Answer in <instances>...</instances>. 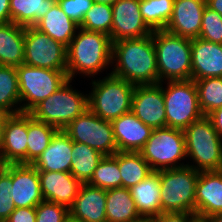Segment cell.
<instances>
[{"mask_svg": "<svg viewBox=\"0 0 222 222\" xmlns=\"http://www.w3.org/2000/svg\"><path fill=\"white\" fill-rule=\"evenodd\" d=\"M198 216L188 212H163L154 218V222H195Z\"/></svg>", "mask_w": 222, "mask_h": 222, "instance_id": "60d3db41", "label": "cell"}, {"mask_svg": "<svg viewBox=\"0 0 222 222\" xmlns=\"http://www.w3.org/2000/svg\"><path fill=\"white\" fill-rule=\"evenodd\" d=\"M111 74L134 86L158 84V69L153 35L122 39L112 43Z\"/></svg>", "mask_w": 222, "mask_h": 222, "instance_id": "6da1fadb", "label": "cell"}, {"mask_svg": "<svg viewBox=\"0 0 222 222\" xmlns=\"http://www.w3.org/2000/svg\"><path fill=\"white\" fill-rule=\"evenodd\" d=\"M205 7L206 0H174L172 15L165 30L191 40L198 38Z\"/></svg>", "mask_w": 222, "mask_h": 222, "instance_id": "9a60e30c", "label": "cell"}, {"mask_svg": "<svg viewBox=\"0 0 222 222\" xmlns=\"http://www.w3.org/2000/svg\"><path fill=\"white\" fill-rule=\"evenodd\" d=\"M129 189L141 218L154 219L163 213L160 203V170L153 171Z\"/></svg>", "mask_w": 222, "mask_h": 222, "instance_id": "cb8c5ba5", "label": "cell"}, {"mask_svg": "<svg viewBox=\"0 0 222 222\" xmlns=\"http://www.w3.org/2000/svg\"><path fill=\"white\" fill-rule=\"evenodd\" d=\"M206 5L222 16V0H206Z\"/></svg>", "mask_w": 222, "mask_h": 222, "instance_id": "bcb514c9", "label": "cell"}, {"mask_svg": "<svg viewBox=\"0 0 222 222\" xmlns=\"http://www.w3.org/2000/svg\"><path fill=\"white\" fill-rule=\"evenodd\" d=\"M106 189L82 183L69 208V217L80 222H107Z\"/></svg>", "mask_w": 222, "mask_h": 222, "instance_id": "44dd1931", "label": "cell"}, {"mask_svg": "<svg viewBox=\"0 0 222 222\" xmlns=\"http://www.w3.org/2000/svg\"><path fill=\"white\" fill-rule=\"evenodd\" d=\"M57 0H10L11 22L33 26L54 6Z\"/></svg>", "mask_w": 222, "mask_h": 222, "instance_id": "f546056e", "label": "cell"}, {"mask_svg": "<svg viewBox=\"0 0 222 222\" xmlns=\"http://www.w3.org/2000/svg\"><path fill=\"white\" fill-rule=\"evenodd\" d=\"M4 165L5 164L3 163L2 158L0 157V171L3 169Z\"/></svg>", "mask_w": 222, "mask_h": 222, "instance_id": "f907efd6", "label": "cell"}, {"mask_svg": "<svg viewBox=\"0 0 222 222\" xmlns=\"http://www.w3.org/2000/svg\"><path fill=\"white\" fill-rule=\"evenodd\" d=\"M11 114L0 110V151H1V146H2V141H3V134H4V127L6 124V120Z\"/></svg>", "mask_w": 222, "mask_h": 222, "instance_id": "f6af8a7d", "label": "cell"}, {"mask_svg": "<svg viewBox=\"0 0 222 222\" xmlns=\"http://www.w3.org/2000/svg\"><path fill=\"white\" fill-rule=\"evenodd\" d=\"M140 12V0H118L112 5L111 42L152 34Z\"/></svg>", "mask_w": 222, "mask_h": 222, "instance_id": "4fadbf2b", "label": "cell"}, {"mask_svg": "<svg viewBox=\"0 0 222 222\" xmlns=\"http://www.w3.org/2000/svg\"><path fill=\"white\" fill-rule=\"evenodd\" d=\"M133 222H154V219L152 218H140L136 221H133Z\"/></svg>", "mask_w": 222, "mask_h": 222, "instance_id": "681fc988", "label": "cell"}, {"mask_svg": "<svg viewBox=\"0 0 222 222\" xmlns=\"http://www.w3.org/2000/svg\"><path fill=\"white\" fill-rule=\"evenodd\" d=\"M131 112L152 129L166 127L163 83L135 86Z\"/></svg>", "mask_w": 222, "mask_h": 222, "instance_id": "5bb4252c", "label": "cell"}, {"mask_svg": "<svg viewBox=\"0 0 222 222\" xmlns=\"http://www.w3.org/2000/svg\"><path fill=\"white\" fill-rule=\"evenodd\" d=\"M69 209L58 203L42 201L36 206V222H65Z\"/></svg>", "mask_w": 222, "mask_h": 222, "instance_id": "f35d334b", "label": "cell"}, {"mask_svg": "<svg viewBox=\"0 0 222 222\" xmlns=\"http://www.w3.org/2000/svg\"><path fill=\"white\" fill-rule=\"evenodd\" d=\"M74 142L83 143L104 156L117 152L111 121L87 109L63 130Z\"/></svg>", "mask_w": 222, "mask_h": 222, "instance_id": "8fae6325", "label": "cell"}, {"mask_svg": "<svg viewBox=\"0 0 222 222\" xmlns=\"http://www.w3.org/2000/svg\"><path fill=\"white\" fill-rule=\"evenodd\" d=\"M208 116L210 117L215 130L222 137V107L215 109Z\"/></svg>", "mask_w": 222, "mask_h": 222, "instance_id": "7bdbcfd3", "label": "cell"}, {"mask_svg": "<svg viewBox=\"0 0 222 222\" xmlns=\"http://www.w3.org/2000/svg\"><path fill=\"white\" fill-rule=\"evenodd\" d=\"M186 155L193 160L186 164L198 171L222 170V137L209 116L203 115L185 130Z\"/></svg>", "mask_w": 222, "mask_h": 222, "instance_id": "277c9868", "label": "cell"}, {"mask_svg": "<svg viewBox=\"0 0 222 222\" xmlns=\"http://www.w3.org/2000/svg\"><path fill=\"white\" fill-rule=\"evenodd\" d=\"M117 162L124 188H131L153 172L139 152L117 151Z\"/></svg>", "mask_w": 222, "mask_h": 222, "instance_id": "f1b7e54d", "label": "cell"}, {"mask_svg": "<svg viewBox=\"0 0 222 222\" xmlns=\"http://www.w3.org/2000/svg\"><path fill=\"white\" fill-rule=\"evenodd\" d=\"M24 49L23 64L67 72V47L34 26L25 27Z\"/></svg>", "mask_w": 222, "mask_h": 222, "instance_id": "7c38bea8", "label": "cell"}, {"mask_svg": "<svg viewBox=\"0 0 222 222\" xmlns=\"http://www.w3.org/2000/svg\"><path fill=\"white\" fill-rule=\"evenodd\" d=\"M222 213V170L200 171L195 192L199 219Z\"/></svg>", "mask_w": 222, "mask_h": 222, "instance_id": "ac0fdd59", "label": "cell"}, {"mask_svg": "<svg viewBox=\"0 0 222 222\" xmlns=\"http://www.w3.org/2000/svg\"><path fill=\"white\" fill-rule=\"evenodd\" d=\"M158 84L166 81L191 80V39L163 30H153ZM165 80V82H164Z\"/></svg>", "mask_w": 222, "mask_h": 222, "instance_id": "3957f363", "label": "cell"}, {"mask_svg": "<svg viewBox=\"0 0 222 222\" xmlns=\"http://www.w3.org/2000/svg\"><path fill=\"white\" fill-rule=\"evenodd\" d=\"M70 173L81 183H88L94 170L103 158L100 152L90 146L72 141Z\"/></svg>", "mask_w": 222, "mask_h": 222, "instance_id": "83f0119b", "label": "cell"}, {"mask_svg": "<svg viewBox=\"0 0 222 222\" xmlns=\"http://www.w3.org/2000/svg\"><path fill=\"white\" fill-rule=\"evenodd\" d=\"M71 153V138L63 130H58L52 137L49 146L32 165L38 171L70 172Z\"/></svg>", "mask_w": 222, "mask_h": 222, "instance_id": "603a6c76", "label": "cell"}, {"mask_svg": "<svg viewBox=\"0 0 222 222\" xmlns=\"http://www.w3.org/2000/svg\"><path fill=\"white\" fill-rule=\"evenodd\" d=\"M163 87L166 127L185 130L203 116L194 80L167 81Z\"/></svg>", "mask_w": 222, "mask_h": 222, "instance_id": "9c48e42d", "label": "cell"}, {"mask_svg": "<svg viewBox=\"0 0 222 222\" xmlns=\"http://www.w3.org/2000/svg\"><path fill=\"white\" fill-rule=\"evenodd\" d=\"M12 189V164H5L0 171V220H6L15 210L9 193Z\"/></svg>", "mask_w": 222, "mask_h": 222, "instance_id": "74e56055", "label": "cell"}, {"mask_svg": "<svg viewBox=\"0 0 222 222\" xmlns=\"http://www.w3.org/2000/svg\"><path fill=\"white\" fill-rule=\"evenodd\" d=\"M112 27V5L93 3L87 11L79 28L100 32L110 36Z\"/></svg>", "mask_w": 222, "mask_h": 222, "instance_id": "d590c367", "label": "cell"}, {"mask_svg": "<svg viewBox=\"0 0 222 222\" xmlns=\"http://www.w3.org/2000/svg\"><path fill=\"white\" fill-rule=\"evenodd\" d=\"M88 94V109L100 118L112 121L131 111L133 84L111 73L103 79L92 80Z\"/></svg>", "mask_w": 222, "mask_h": 222, "instance_id": "8992f818", "label": "cell"}, {"mask_svg": "<svg viewBox=\"0 0 222 222\" xmlns=\"http://www.w3.org/2000/svg\"><path fill=\"white\" fill-rule=\"evenodd\" d=\"M16 70L19 81L20 113H29L68 80L67 72L27 64L19 65Z\"/></svg>", "mask_w": 222, "mask_h": 222, "instance_id": "ba28073f", "label": "cell"}, {"mask_svg": "<svg viewBox=\"0 0 222 222\" xmlns=\"http://www.w3.org/2000/svg\"><path fill=\"white\" fill-rule=\"evenodd\" d=\"M111 56L112 42L109 35L79 28L67 47L68 79L73 80L78 73L95 78L94 75L108 70L112 65Z\"/></svg>", "mask_w": 222, "mask_h": 222, "instance_id": "7a4b0ae2", "label": "cell"}, {"mask_svg": "<svg viewBox=\"0 0 222 222\" xmlns=\"http://www.w3.org/2000/svg\"><path fill=\"white\" fill-rule=\"evenodd\" d=\"M88 184L106 190L122 187L117 152L110 156H103Z\"/></svg>", "mask_w": 222, "mask_h": 222, "instance_id": "836d02e7", "label": "cell"}, {"mask_svg": "<svg viewBox=\"0 0 222 222\" xmlns=\"http://www.w3.org/2000/svg\"><path fill=\"white\" fill-rule=\"evenodd\" d=\"M174 0H140V12L152 30L166 28L172 15Z\"/></svg>", "mask_w": 222, "mask_h": 222, "instance_id": "d6a6232c", "label": "cell"}, {"mask_svg": "<svg viewBox=\"0 0 222 222\" xmlns=\"http://www.w3.org/2000/svg\"><path fill=\"white\" fill-rule=\"evenodd\" d=\"M195 222H208L206 219H197Z\"/></svg>", "mask_w": 222, "mask_h": 222, "instance_id": "f5cc1de1", "label": "cell"}, {"mask_svg": "<svg viewBox=\"0 0 222 222\" xmlns=\"http://www.w3.org/2000/svg\"><path fill=\"white\" fill-rule=\"evenodd\" d=\"M117 151L139 152L150 138L152 128L131 111L111 121Z\"/></svg>", "mask_w": 222, "mask_h": 222, "instance_id": "ffe728a7", "label": "cell"}, {"mask_svg": "<svg viewBox=\"0 0 222 222\" xmlns=\"http://www.w3.org/2000/svg\"><path fill=\"white\" fill-rule=\"evenodd\" d=\"M57 2L63 12L79 26L94 3L93 0H57Z\"/></svg>", "mask_w": 222, "mask_h": 222, "instance_id": "ab89813d", "label": "cell"}, {"mask_svg": "<svg viewBox=\"0 0 222 222\" xmlns=\"http://www.w3.org/2000/svg\"><path fill=\"white\" fill-rule=\"evenodd\" d=\"M208 222H222V213H217L206 218Z\"/></svg>", "mask_w": 222, "mask_h": 222, "instance_id": "7dc6e473", "label": "cell"}, {"mask_svg": "<svg viewBox=\"0 0 222 222\" xmlns=\"http://www.w3.org/2000/svg\"><path fill=\"white\" fill-rule=\"evenodd\" d=\"M27 113L10 115L4 127L0 157L4 164H27Z\"/></svg>", "mask_w": 222, "mask_h": 222, "instance_id": "e0dca14e", "label": "cell"}, {"mask_svg": "<svg viewBox=\"0 0 222 222\" xmlns=\"http://www.w3.org/2000/svg\"><path fill=\"white\" fill-rule=\"evenodd\" d=\"M105 209L107 222H133L141 218L128 188L106 190Z\"/></svg>", "mask_w": 222, "mask_h": 222, "instance_id": "4316f807", "label": "cell"}, {"mask_svg": "<svg viewBox=\"0 0 222 222\" xmlns=\"http://www.w3.org/2000/svg\"><path fill=\"white\" fill-rule=\"evenodd\" d=\"M117 1L118 0H93L94 3H97V4H107V5H113Z\"/></svg>", "mask_w": 222, "mask_h": 222, "instance_id": "c3c4849f", "label": "cell"}, {"mask_svg": "<svg viewBox=\"0 0 222 222\" xmlns=\"http://www.w3.org/2000/svg\"><path fill=\"white\" fill-rule=\"evenodd\" d=\"M200 39L222 44V16L207 5L202 15Z\"/></svg>", "mask_w": 222, "mask_h": 222, "instance_id": "8d00e7d4", "label": "cell"}, {"mask_svg": "<svg viewBox=\"0 0 222 222\" xmlns=\"http://www.w3.org/2000/svg\"><path fill=\"white\" fill-rule=\"evenodd\" d=\"M0 110L11 115L20 113L19 81L16 67L0 65Z\"/></svg>", "mask_w": 222, "mask_h": 222, "instance_id": "1f68e13d", "label": "cell"}, {"mask_svg": "<svg viewBox=\"0 0 222 222\" xmlns=\"http://www.w3.org/2000/svg\"><path fill=\"white\" fill-rule=\"evenodd\" d=\"M200 171L186 165L160 170L162 212L195 214V192Z\"/></svg>", "mask_w": 222, "mask_h": 222, "instance_id": "52a82bcc", "label": "cell"}, {"mask_svg": "<svg viewBox=\"0 0 222 222\" xmlns=\"http://www.w3.org/2000/svg\"><path fill=\"white\" fill-rule=\"evenodd\" d=\"M65 222H80V221L73 220L72 218L69 217Z\"/></svg>", "mask_w": 222, "mask_h": 222, "instance_id": "816d5d0a", "label": "cell"}, {"mask_svg": "<svg viewBox=\"0 0 222 222\" xmlns=\"http://www.w3.org/2000/svg\"><path fill=\"white\" fill-rule=\"evenodd\" d=\"M10 0H0V24L11 22Z\"/></svg>", "mask_w": 222, "mask_h": 222, "instance_id": "ee69618b", "label": "cell"}, {"mask_svg": "<svg viewBox=\"0 0 222 222\" xmlns=\"http://www.w3.org/2000/svg\"><path fill=\"white\" fill-rule=\"evenodd\" d=\"M191 80L222 77V44L199 37L191 40Z\"/></svg>", "mask_w": 222, "mask_h": 222, "instance_id": "7402d4cb", "label": "cell"}, {"mask_svg": "<svg viewBox=\"0 0 222 222\" xmlns=\"http://www.w3.org/2000/svg\"><path fill=\"white\" fill-rule=\"evenodd\" d=\"M25 26L0 24V65L18 67L24 62Z\"/></svg>", "mask_w": 222, "mask_h": 222, "instance_id": "484cf974", "label": "cell"}, {"mask_svg": "<svg viewBox=\"0 0 222 222\" xmlns=\"http://www.w3.org/2000/svg\"><path fill=\"white\" fill-rule=\"evenodd\" d=\"M139 153L153 171L185 166L178 163L187 158L184 131L170 127L153 129Z\"/></svg>", "mask_w": 222, "mask_h": 222, "instance_id": "30bf717a", "label": "cell"}, {"mask_svg": "<svg viewBox=\"0 0 222 222\" xmlns=\"http://www.w3.org/2000/svg\"><path fill=\"white\" fill-rule=\"evenodd\" d=\"M58 129L47 123L35 120L27 113V164H33L49 146Z\"/></svg>", "mask_w": 222, "mask_h": 222, "instance_id": "4dcf8cb0", "label": "cell"}, {"mask_svg": "<svg viewBox=\"0 0 222 222\" xmlns=\"http://www.w3.org/2000/svg\"><path fill=\"white\" fill-rule=\"evenodd\" d=\"M33 26L66 47L79 29V25L63 12L58 2Z\"/></svg>", "mask_w": 222, "mask_h": 222, "instance_id": "d4e9b609", "label": "cell"}, {"mask_svg": "<svg viewBox=\"0 0 222 222\" xmlns=\"http://www.w3.org/2000/svg\"><path fill=\"white\" fill-rule=\"evenodd\" d=\"M6 222H36V207L15 208Z\"/></svg>", "mask_w": 222, "mask_h": 222, "instance_id": "b9f144b4", "label": "cell"}, {"mask_svg": "<svg viewBox=\"0 0 222 222\" xmlns=\"http://www.w3.org/2000/svg\"><path fill=\"white\" fill-rule=\"evenodd\" d=\"M68 79L64 85L42 100L29 114L40 122L64 130L73 120L88 109V95L71 86Z\"/></svg>", "mask_w": 222, "mask_h": 222, "instance_id": "5b68a950", "label": "cell"}, {"mask_svg": "<svg viewBox=\"0 0 222 222\" xmlns=\"http://www.w3.org/2000/svg\"><path fill=\"white\" fill-rule=\"evenodd\" d=\"M38 175L44 200L61 204L69 209L82 183L70 172L38 171Z\"/></svg>", "mask_w": 222, "mask_h": 222, "instance_id": "d6986e66", "label": "cell"}, {"mask_svg": "<svg viewBox=\"0 0 222 222\" xmlns=\"http://www.w3.org/2000/svg\"><path fill=\"white\" fill-rule=\"evenodd\" d=\"M198 90L199 106L203 115L222 107V77L194 81Z\"/></svg>", "mask_w": 222, "mask_h": 222, "instance_id": "e575fe53", "label": "cell"}, {"mask_svg": "<svg viewBox=\"0 0 222 222\" xmlns=\"http://www.w3.org/2000/svg\"><path fill=\"white\" fill-rule=\"evenodd\" d=\"M15 208L36 207L44 201L38 170L32 164H12V189Z\"/></svg>", "mask_w": 222, "mask_h": 222, "instance_id": "2e32d148", "label": "cell"}]
</instances>
